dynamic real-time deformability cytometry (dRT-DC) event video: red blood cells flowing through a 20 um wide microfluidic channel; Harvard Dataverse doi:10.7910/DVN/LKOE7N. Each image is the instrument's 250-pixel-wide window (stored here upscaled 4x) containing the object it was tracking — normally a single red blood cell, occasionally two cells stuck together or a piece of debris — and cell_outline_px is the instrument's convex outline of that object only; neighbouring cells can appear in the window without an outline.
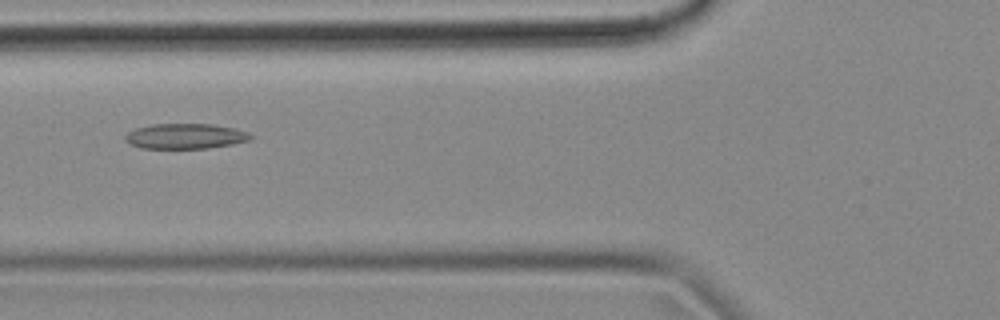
{"species": "common noctule bat (a hibernating species)", "species_latin": "Nyctalus noctula", "temperature_condition": "cold", "stored_images_in_passage": 54, "camera_frame_rate_fps": 3000, "um_per_image_px": 0.085, "animal": {"sex": "female", "body_mass_g": 18.4}, "frame": {"image": 1, "passage_image": 20, "time_ms": 6.333, "image_size_px": [1000, 320], "cell_outline_px": [[252, 140], [232, 144], [208, 148], [140, 148], [124, 140], [124, 136], [128, 132], [136, 128], [152, 124], [212, 124], [236, 128], [248, 132], [252, 136]], "centroid_in_image_um": [15.77, 11.57], "position_along_channel_um": 110.0, "area_um2": 18.5}}
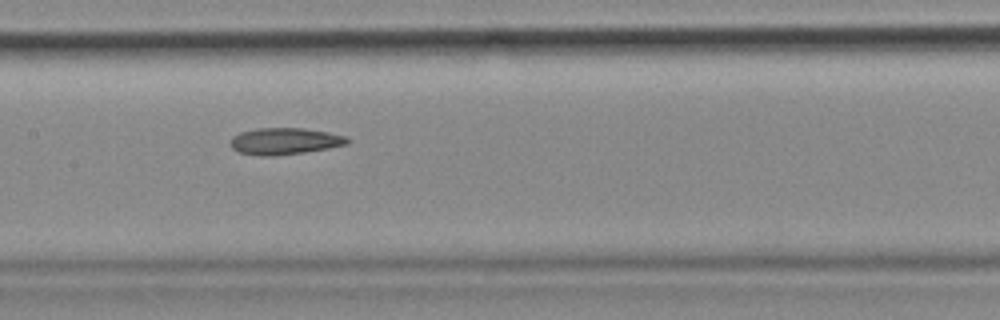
{"frame": {"image": 2, "passage_image": 26, "time_ms": 8.333, "image_size_px": [1000, 320], "cell_outline_px": [[352, 140], [348, 144], [328, 148], [304, 152], [272, 156], [260, 156], [236, 152], [228, 144], [232, 136], [240, 132], [256, 128], [304, 128], [328, 132], [348, 136]], "centroid_in_image_um": [24.18, 12.0], "position_along_channel_um": 183.2, "area_um2": 18.5}}
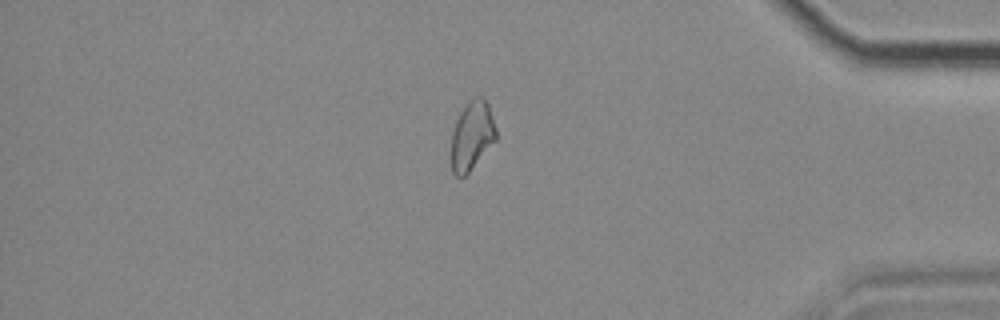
{"frame": {"image": 3, "passage_image": 46, "time_ms": 15.0, "image_size_px": [1000, 320], "cell_outline_px": [[496, 140], [468, 172], [464, 176], [456, 176], [452, 172], [452, 132], [456, 120], [460, 112], [476, 96], [480, 96], [488, 104], [496, 128]], "centroid_in_image_um": [40.12, 11.54], "position_along_channel_um": 395.1, "area_um2": 17.51}, "authors_computed_cell_mechanics": {"area_um2": 18.8428, "velocity_mm_per_s": 3.6563, "shape_relaxation_time_tau1_ms": null, "shape_relaxation_time_tau2_ms": 4.9544, "deformation_change_tau1": null, "deformation_change_tau2": 0.1203}}